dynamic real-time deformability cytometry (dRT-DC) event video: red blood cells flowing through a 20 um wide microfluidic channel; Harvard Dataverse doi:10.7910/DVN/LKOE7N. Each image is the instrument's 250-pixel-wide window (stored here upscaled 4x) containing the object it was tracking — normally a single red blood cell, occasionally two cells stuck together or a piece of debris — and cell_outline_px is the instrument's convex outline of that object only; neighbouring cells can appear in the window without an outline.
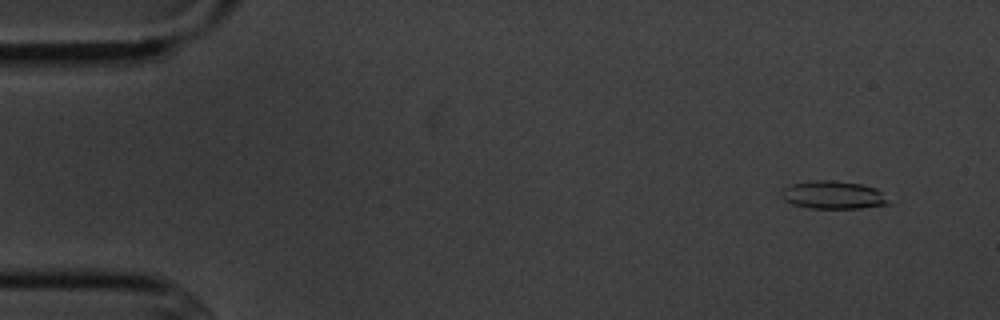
{"species": "common noctule bat (a hibernating species)", "species_latin": "Nyctalus noctula", "temperature_condition": "cold", "stored_images_in_passage": 6, "camera_frame_rate_fps": 3000, "um_per_image_px": 0.085, "animal": {"sex": "male", "body_mass_g": 20.1, "forearm_length_mm": 53.5}, "frame": {"image": 1, "passage_image": 2, "time_ms": 1.0, "image_size_px": [1000, 320], "cell_outline_px": [[892, 204], [860, 208], [808, 208], [792, 204], [784, 200], [780, 196], [780, 188], [792, 184], [812, 180], [832, 180], [860, 184], [876, 188]], "centroid_in_image_um": [70.76, 16.57], "position_along_channel_um": 14.2, "area_um2": 17.57}}